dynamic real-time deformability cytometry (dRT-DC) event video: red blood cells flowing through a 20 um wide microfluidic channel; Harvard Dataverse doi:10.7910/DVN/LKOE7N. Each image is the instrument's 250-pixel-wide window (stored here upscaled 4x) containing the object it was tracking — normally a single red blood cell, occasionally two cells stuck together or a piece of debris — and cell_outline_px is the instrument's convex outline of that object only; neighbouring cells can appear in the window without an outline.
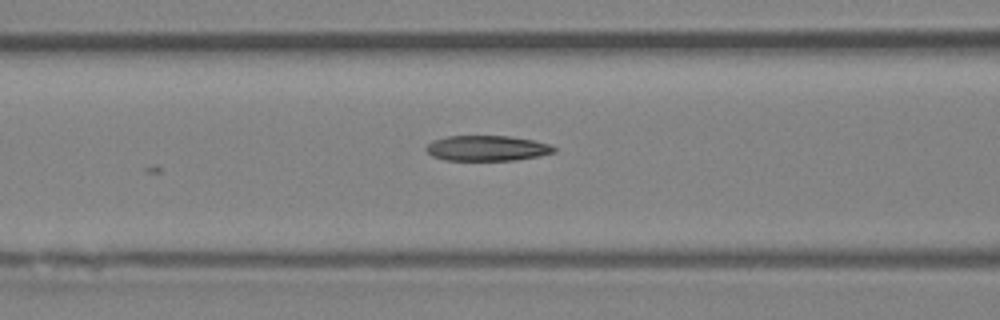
{"species": "Egyptian fruit bat (a non-hibernating species)", "species_latin": "Rousettus aegyptiacus", "temperature_condition": "room temperature", "stored_images_in_passage": 20, "camera_frame_rate_fps": 3000, "um_per_image_px": 0.085, "animal": {"sex": "female"}, "frame": {"image": 1, "passage_image": 20, "time_ms": 6.333, "image_size_px": [1000, 320], "cell_outline_px": [[556, 152], [540, 156], [516, 160], [444, 160], [432, 156], [424, 148], [432, 140], [448, 136], [508, 136], [532, 140], [552, 144], [556, 148]], "centroid_in_image_um": [41.42, 12.6], "position_along_channel_um": 125.2, "area_um2": 19.02}}